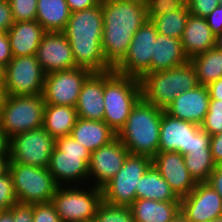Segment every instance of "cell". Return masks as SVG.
<instances>
[{"label": "cell", "mask_w": 222, "mask_h": 222, "mask_svg": "<svg viewBox=\"0 0 222 222\" xmlns=\"http://www.w3.org/2000/svg\"><path fill=\"white\" fill-rule=\"evenodd\" d=\"M129 207L134 222H170L180 213V201L136 199Z\"/></svg>", "instance_id": "484cf974"}, {"label": "cell", "mask_w": 222, "mask_h": 222, "mask_svg": "<svg viewBox=\"0 0 222 222\" xmlns=\"http://www.w3.org/2000/svg\"><path fill=\"white\" fill-rule=\"evenodd\" d=\"M141 97L165 110L178 94L196 88L199 83L190 61L169 70L145 73L140 79Z\"/></svg>", "instance_id": "277c9868"}, {"label": "cell", "mask_w": 222, "mask_h": 222, "mask_svg": "<svg viewBox=\"0 0 222 222\" xmlns=\"http://www.w3.org/2000/svg\"><path fill=\"white\" fill-rule=\"evenodd\" d=\"M14 24L9 1L0 0V32H7Z\"/></svg>", "instance_id": "b9f144b4"}, {"label": "cell", "mask_w": 222, "mask_h": 222, "mask_svg": "<svg viewBox=\"0 0 222 222\" xmlns=\"http://www.w3.org/2000/svg\"><path fill=\"white\" fill-rule=\"evenodd\" d=\"M210 97L207 86L196 88L178 94L165 111L184 121L202 125L209 109Z\"/></svg>", "instance_id": "ffe728a7"}, {"label": "cell", "mask_w": 222, "mask_h": 222, "mask_svg": "<svg viewBox=\"0 0 222 222\" xmlns=\"http://www.w3.org/2000/svg\"><path fill=\"white\" fill-rule=\"evenodd\" d=\"M89 185L58 186L51 202L62 222L94 221L102 189Z\"/></svg>", "instance_id": "52a82bcc"}, {"label": "cell", "mask_w": 222, "mask_h": 222, "mask_svg": "<svg viewBox=\"0 0 222 222\" xmlns=\"http://www.w3.org/2000/svg\"><path fill=\"white\" fill-rule=\"evenodd\" d=\"M9 211L12 213L14 222H33V204L17 202Z\"/></svg>", "instance_id": "ab89813d"}, {"label": "cell", "mask_w": 222, "mask_h": 222, "mask_svg": "<svg viewBox=\"0 0 222 222\" xmlns=\"http://www.w3.org/2000/svg\"><path fill=\"white\" fill-rule=\"evenodd\" d=\"M207 183L222 197V163L215 167Z\"/></svg>", "instance_id": "7dc6e473"}, {"label": "cell", "mask_w": 222, "mask_h": 222, "mask_svg": "<svg viewBox=\"0 0 222 222\" xmlns=\"http://www.w3.org/2000/svg\"><path fill=\"white\" fill-rule=\"evenodd\" d=\"M13 57L7 32H0V65L4 68Z\"/></svg>", "instance_id": "7bdbcfd3"}, {"label": "cell", "mask_w": 222, "mask_h": 222, "mask_svg": "<svg viewBox=\"0 0 222 222\" xmlns=\"http://www.w3.org/2000/svg\"><path fill=\"white\" fill-rule=\"evenodd\" d=\"M0 222H14L12 213L9 210H2L0 212Z\"/></svg>", "instance_id": "816d5d0a"}, {"label": "cell", "mask_w": 222, "mask_h": 222, "mask_svg": "<svg viewBox=\"0 0 222 222\" xmlns=\"http://www.w3.org/2000/svg\"><path fill=\"white\" fill-rule=\"evenodd\" d=\"M219 3L220 0H186L190 14L204 18L219 6Z\"/></svg>", "instance_id": "f35d334b"}, {"label": "cell", "mask_w": 222, "mask_h": 222, "mask_svg": "<svg viewBox=\"0 0 222 222\" xmlns=\"http://www.w3.org/2000/svg\"><path fill=\"white\" fill-rule=\"evenodd\" d=\"M180 212L188 222H209L222 216V197L207 182L197 183L180 198Z\"/></svg>", "instance_id": "2e32d148"}, {"label": "cell", "mask_w": 222, "mask_h": 222, "mask_svg": "<svg viewBox=\"0 0 222 222\" xmlns=\"http://www.w3.org/2000/svg\"><path fill=\"white\" fill-rule=\"evenodd\" d=\"M210 150L216 165L222 163V132L211 136Z\"/></svg>", "instance_id": "f6af8a7d"}, {"label": "cell", "mask_w": 222, "mask_h": 222, "mask_svg": "<svg viewBox=\"0 0 222 222\" xmlns=\"http://www.w3.org/2000/svg\"><path fill=\"white\" fill-rule=\"evenodd\" d=\"M18 202L8 170L0 176V210H9Z\"/></svg>", "instance_id": "8d00e7d4"}, {"label": "cell", "mask_w": 222, "mask_h": 222, "mask_svg": "<svg viewBox=\"0 0 222 222\" xmlns=\"http://www.w3.org/2000/svg\"><path fill=\"white\" fill-rule=\"evenodd\" d=\"M130 153L118 137L91 152L90 185L102 189L122 168Z\"/></svg>", "instance_id": "9a60e30c"}, {"label": "cell", "mask_w": 222, "mask_h": 222, "mask_svg": "<svg viewBox=\"0 0 222 222\" xmlns=\"http://www.w3.org/2000/svg\"><path fill=\"white\" fill-rule=\"evenodd\" d=\"M136 199H151L159 202L180 201V198L152 164L136 186Z\"/></svg>", "instance_id": "4316f807"}, {"label": "cell", "mask_w": 222, "mask_h": 222, "mask_svg": "<svg viewBox=\"0 0 222 222\" xmlns=\"http://www.w3.org/2000/svg\"><path fill=\"white\" fill-rule=\"evenodd\" d=\"M141 98L139 78L120 74L113 69L104 72V122L118 133L133 106Z\"/></svg>", "instance_id": "5b68a950"}, {"label": "cell", "mask_w": 222, "mask_h": 222, "mask_svg": "<svg viewBox=\"0 0 222 222\" xmlns=\"http://www.w3.org/2000/svg\"><path fill=\"white\" fill-rule=\"evenodd\" d=\"M45 33L44 28L36 20L14 22L7 31L13 56L36 55Z\"/></svg>", "instance_id": "603a6c76"}, {"label": "cell", "mask_w": 222, "mask_h": 222, "mask_svg": "<svg viewBox=\"0 0 222 222\" xmlns=\"http://www.w3.org/2000/svg\"><path fill=\"white\" fill-rule=\"evenodd\" d=\"M209 222H222V216L218 217V218H215L214 220H211Z\"/></svg>", "instance_id": "6f0895ef"}, {"label": "cell", "mask_w": 222, "mask_h": 222, "mask_svg": "<svg viewBox=\"0 0 222 222\" xmlns=\"http://www.w3.org/2000/svg\"><path fill=\"white\" fill-rule=\"evenodd\" d=\"M75 107L45 104L43 128L54 138L71 135L77 120Z\"/></svg>", "instance_id": "83f0119b"}, {"label": "cell", "mask_w": 222, "mask_h": 222, "mask_svg": "<svg viewBox=\"0 0 222 222\" xmlns=\"http://www.w3.org/2000/svg\"><path fill=\"white\" fill-rule=\"evenodd\" d=\"M185 165L196 183L208 182L210 174L217 166L211 150L189 152L183 155Z\"/></svg>", "instance_id": "1f68e13d"}, {"label": "cell", "mask_w": 222, "mask_h": 222, "mask_svg": "<svg viewBox=\"0 0 222 222\" xmlns=\"http://www.w3.org/2000/svg\"><path fill=\"white\" fill-rule=\"evenodd\" d=\"M7 96H8L7 91L5 90L4 85L1 84L0 85V115H1V112L4 108Z\"/></svg>", "instance_id": "f907efd6"}, {"label": "cell", "mask_w": 222, "mask_h": 222, "mask_svg": "<svg viewBox=\"0 0 222 222\" xmlns=\"http://www.w3.org/2000/svg\"><path fill=\"white\" fill-rule=\"evenodd\" d=\"M33 222H62L52 202L33 204Z\"/></svg>", "instance_id": "74e56055"}, {"label": "cell", "mask_w": 222, "mask_h": 222, "mask_svg": "<svg viewBox=\"0 0 222 222\" xmlns=\"http://www.w3.org/2000/svg\"><path fill=\"white\" fill-rule=\"evenodd\" d=\"M152 165L179 198L187 196L196 187L197 183L190 175L181 153L158 151L152 158Z\"/></svg>", "instance_id": "ac0fdd59"}, {"label": "cell", "mask_w": 222, "mask_h": 222, "mask_svg": "<svg viewBox=\"0 0 222 222\" xmlns=\"http://www.w3.org/2000/svg\"><path fill=\"white\" fill-rule=\"evenodd\" d=\"M135 1H140V2L146 3L148 0H135Z\"/></svg>", "instance_id": "680465c9"}, {"label": "cell", "mask_w": 222, "mask_h": 222, "mask_svg": "<svg viewBox=\"0 0 222 222\" xmlns=\"http://www.w3.org/2000/svg\"><path fill=\"white\" fill-rule=\"evenodd\" d=\"M63 33L71 45L76 67L88 69L92 73H104L113 69L106 62L101 47V2L92 8L71 13Z\"/></svg>", "instance_id": "7a4b0ae2"}, {"label": "cell", "mask_w": 222, "mask_h": 222, "mask_svg": "<svg viewBox=\"0 0 222 222\" xmlns=\"http://www.w3.org/2000/svg\"><path fill=\"white\" fill-rule=\"evenodd\" d=\"M45 76L36 55L13 56L4 68L3 85L8 95L42 94Z\"/></svg>", "instance_id": "7c38bea8"}, {"label": "cell", "mask_w": 222, "mask_h": 222, "mask_svg": "<svg viewBox=\"0 0 222 222\" xmlns=\"http://www.w3.org/2000/svg\"><path fill=\"white\" fill-rule=\"evenodd\" d=\"M103 33L101 47L114 69L126 56L136 31L148 20L146 5L135 0H101Z\"/></svg>", "instance_id": "6da1fadb"}, {"label": "cell", "mask_w": 222, "mask_h": 222, "mask_svg": "<svg viewBox=\"0 0 222 222\" xmlns=\"http://www.w3.org/2000/svg\"><path fill=\"white\" fill-rule=\"evenodd\" d=\"M201 126L169 115L163 110L158 151H175L187 155L191 150L192 134Z\"/></svg>", "instance_id": "d6986e66"}, {"label": "cell", "mask_w": 222, "mask_h": 222, "mask_svg": "<svg viewBox=\"0 0 222 222\" xmlns=\"http://www.w3.org/2000/svg\"><path fill=\"white\" fill-rule=\"evenodd\" d=\"M212 33L217 36L222 32V6H217L205 17Z\"/></svg>", "instance_id": "ee69618b"}, {"label": "cell", "mask_w": 222, "mask_h": 222, "mask_svg": "<svg viewBox=\"0 0 222 222\" xmlns=\"http://www.w3.org/2000/svg\"><path fill=\"white\" fill-rule=\"evenodd\" d=\"M148 20L172 11L180 10L186 5V0H148L146 3Z\"/></svg>", "instance_id": "e575fe53"}, {"label": "cell", "mask_w": 222, "mask_h": 222, "mask_svg": "<svg viewBox=\"0 0 222 222\" xmlns=\"http://www.w3.org/2000/svg\"><path fill=\"white\" fill-rule=\"evenodd\" d=\"M163 110L142 97L133 106L117 137L133 155L153 158L158 153Z\"/></svg>", "instance_id": "3957f363"}, {"label": "cell", "mask_w": 222, "mask_h": 222, "mask_svg": "<svg viewBox=\"0 0 222 222\" xmlns=\"http://www.w3.org/2000/svg\"><path fill=\"white\" fill-rule=\"evenodd\" d=\"M170 222H188L186 217L180 212Z\"/></svg>", "instance_id": "11a10c76"}, {"label": "cell", "mask_w": 222, "mask_h": 222, "mask_svg": "<svg viewBox=\"0 0 222 222\" xmlns=\"http://www.w3.org/2000/svg\"><path fill=\"white\" fill-rule=\"evenodd\" d=\"M4 80V67L0 65V85L3 84Z\"/></svg>", "instance_id": "9f6ffc18"}, {"label": "cell", "mask_w": 222, "mask_h": 222, "mask_svg": "<svg viewBox=\"0 0 222 222\" xmlns=\"http://www.w3.org/2000/svg\"><path fill=\"white\" fill-rule=\"evenodd\" d=\"M14 190L19 203L36 204L51 202L58 185L48 167H35L8 163Z\"/></svg>", "instance_id": "9c48e42d"}, {"label": "cell", "mask_w": 222, "mask_h": 222, "mask_svg": "<svg viewBox=\"0 0 222 222\" xmlns=\"http://www.w3.org/2000/svg\"><path fill=\"white\" fill-rule=\"evenodd\" d=\"M90 159L91 151L71 135L59 137L48 170L58 186L88 185Z\"/></svg>", "instance_id": "8992f818"}, {"label": "cell", "mask_w": 222, "mask_h": 222, "mask_svg": "<svg viewBox=\"0 0 222 222\" xmlns=\"http://www.w3.org/2000/svg\"><path fill=\"white\" fill-rule=\"evenodd\" d=\"M215 39L206 18L189 15L181 38L184 53L189 60L214 48Z\"/></svg>", "instance_id": "7402d4cb"}, {"label": "cell", "mask_w": 222, "mask_h": 222, "mask_svg": "<svg viewBox=\"0 0 222 222\" xmlns=\"http://www.w3.org/2000/svg\"><path fill=\"white\" fill-rule=\"evenodd\" d=\"M104 73H92L83 83L75 106L78 118L104 120Z\"/></svg>", "instance_id": "44dd1931"}, {"label": "cell", "mask_w": 222, "mask_h": 222, "mask_svg": "<svg viewBox=\"0 0 222 222\" xmlns=\"http://www.w3.org/2000/svg\"><path fill=\"white\" fill-rule=\"evenodd\" d=\"M189 61L184 53L181 39L158 33L154 43V56L151 57V72L169 70Z\"/></svg>", "instance_id": "cb8c5ba5"}, {"label": "cell", "mask_w": 222, "mask_h": 222, "mask_svg": "<svg viewBox=\"0 0 222 222\" xmlns=\"http://www.w3.org/2000/svg\"><path fill=\"white\" fill-rule=\"evenodd\" d=\"M210 100H222V77L207 86Z\"/></svg>", "instance_id": "c3c4849f"}, {"label": "cell", "mask_w": 222, "mask_h": 222, "mask_svg": "<svg viewBox=\"0 0 222 222\" xmlns=\"http://www.w3.org/2000/svg\"><path fill=\"white\" fill-rule=\"evenodd\" d=\"M100 2L101 0H66L71 13L92 8Z\"/></svg>", "instance_id": "bcb514c9"}, {"label": "cell", "mask_w": 222, "mask_h": 222, "mask_svg": "<svg viewBox=\"0 0 222 222\" xmlns=\"http://www.w3.org/2000/svg\"><path fill=\"white\" fill-rule=\"evenodd\" d=\"M211 135L201 127L192 134V144L190 152L210 150Z\"/></svg>", "instance_id": "60d3db41"}, {"label": "cell", "mask_w": 222, "mask_h": 222, "mask_svg": "<svg viewBox=\"0 0 222 222\" xmlns=\"http://www.w3.org/2000/svg\"><path fill=\"white\" fill-rule=\"evenodd\" d=\"M158 32L155 25L147 20L134 34L124 59L114 71L136 78L151 72V57L154 56V43Z\"/></svg>", "instance_id": "4fadbf2b"}, {"label": "cell", "mask_w": 222, "mask_h": 222, "mask_svg": "<svg viewBox=\"0 0 222 222\" xmlns=\"http://www.w3.org/2000/svg\"><path fill=\"white\" fill-rule=\"evenodd\" d=\"M189 15L190 12L186 4L180 10L154 17L151 22L155 25L158 33L181 39Z\"/></svg>", "instance_id": "4dcf8cb0"}, {"label": "cell", "mask_w": 222, "mask_h": 222, "mask_svg": "<svg viewBox=\"0 0 222 222\" xmlns=\"http://www.w3.org/2000/svg\"><path fill=\"white\" fill-rule=\"evenodd\" d=\"M9 156H0V176L7 171Z\"/></svg>", "instance_id": "f5cc1de1"}, {"label": "cell", "mask_w": 222, "mask_h": 222, "mask_svg": "<svg viewBox=\"0 0 222 222\" xmlns=\"http://www.w3.org/2000/svg\"><path fill=\"white\" fill-rule=\"evenodd\" d=\"M55 147V139L39 127L10 138L8 163L46 168Z\"/></svg>", "instance_id": "8fae6325"}, {"label": "cell", "mask_w": 222, "mask_h": 222, "mask_svg": "<svg viewBox=\"0 0 222 222\" xmlns=\"http://www.w3.org/2000/svg\"><path fill=\"white\" fill-rule=\"evenodd\" d=\"M44 110L42 94L8 95L0 115V127L9 138L42 127Z\"/></svg>", "instance_id": "ba28073f"}, {"label": "cell", "mask_w": 222, "mask_h": 222, "mask_svg": "<svg viewBox=\"0 0 222 222\" xmlns=\"http://www.w3.org/2000/svg\"><path fill=\"white\" fill-rule=\"evenodd\" d=\"M195 67L199 85L208 86L222 77V51L216 47L189 60Z\"/></svg>", "instance_id": "f546056e"}, {"label": "cell", "mask_w": 222, "mask_h": 222, "mask_svg": "<svg viewBox=\"0 0 222 222\" xmlns=\"http://www.w3.org/2000/svg\"><path fill=\"white\" fill-rule=\"evenodd\" d=\"M201 128L211 136L222 132V100H210Z\"/></svg>", "instance_id": "836d02e7"}, {"label": "cell", "mask_w": 222, "mask_h": 222, "mask_svg": "<svg viewBox=\"0 0 222 222\" xmlns=\"http://www.w3.org/2000/svg\"><path fill=\"white\" fill-rule=\"evenodd\" d=\"M10 138L0 127V156H9Z\"/></svg>", "instance_id": "681fc988"}, {"label": "cell", "mask_w": 222, "mask_h": 222, "mask_svg": "<svg viewBox=\"0 0 222 222\" xmlns=\"http://www.w3.org/2000/svg\"><path fill=\"white\" fill-rule=\"evenodd\" d=\"M36 57L46 74L76 68L71 45L63 32H46Z\"/></svg>", "instance_id": "e0dca14e"}, {"label": "cell", "mask_w": 222, "mask_h": 222, "mask_svg": "<svg viewBox=\"0 0 222 222\" xmlns=\"http://www.w3.org/2000/svg\"><path fill=\"white\" fill-rule=\"evenodd\" d=\"M91 74L80 67L46 74L42 92L45 104L75 107L82 85Z\"/></svg>", "instance_id": "5bb4252c"}, {"label": "cell", "mask_w": 222, "mask_h": 222, "mask_svg": "<svg viewBox=\"0 0 222 222\" xmlns=\"http://www.w3.org/2000/svg\"><path fill=\"white\" fill-rule=\"evenodd\" d=\"M70 16L66 0H37L36 21L46 32H63Z\"/></svg>", "instance_id": "f1b7e54d"}, {"label": "cell", "mask_w": 222, "mask_h": 222, "mask_svg": "<svg viewBox=\"0 0 222 222\" xmlns=\"http://www.w3.org/2000/svg\"><path fill=\"white\" fill-rule=\"evenodd\" d=\"M215 47L222 51V32L216 36Z\"/></svg>", "instance_id": "db71d44e"}, {"label": "cell", "mask_w": 222, "mask_h": 222, "mask_svg": "<svg viewBox=\"0 0 222 222\" xmlns=\"http://www.w3.org/2000/svg\"><path fill=\"white\" fill-rule=\"evenodd\" d=\"M152 164L146 155L129 154L118 173L102 188V198L112 205L130 206L136 200V186Z\"/></svg>", "instance_id": "30bf717a"}, {"label": "cell", "mask_w": 222, "mask_h": 222, "mask_svg": "<svg viewBox=\"0 0 222 222\" xmlns=\"http://www.w3.org/2000/svg\"><path fill=\"white\" fill-rule=\"evenodd\" d=\"M14 22L36 20L37 0H8Z\"/></svg>", "instance_id": "d590c367"}, {"label": "cell", "mask_w": 222, "mask_h": 222, "mask_svg": "<svg viewBox=\"0 0 222 222\" xmlns=\"http://www.w3.org/2000/svg\"><path fill=\"white\" fill-rule=\"evenodd\" d=\"M93 222H134V218L129 206L112 205L102 200Z\"/></svg>", "instance_id": "d6a6232c"}, {"label": "cell", "mask_w": 222, "mask_h": 222, "mask_svg": "<svg viewBox=\"0 0 222 222\" xmlns=\"http://www.w3.org/2000/svg\"><path fill=\"white\" fill-rule=\"evenodd\" d=\"M71 136L92 152L114 140L117 133L104 121L77 118Z\"/></svg>", "instance_id": "d4e9b609"}]
</instances>
